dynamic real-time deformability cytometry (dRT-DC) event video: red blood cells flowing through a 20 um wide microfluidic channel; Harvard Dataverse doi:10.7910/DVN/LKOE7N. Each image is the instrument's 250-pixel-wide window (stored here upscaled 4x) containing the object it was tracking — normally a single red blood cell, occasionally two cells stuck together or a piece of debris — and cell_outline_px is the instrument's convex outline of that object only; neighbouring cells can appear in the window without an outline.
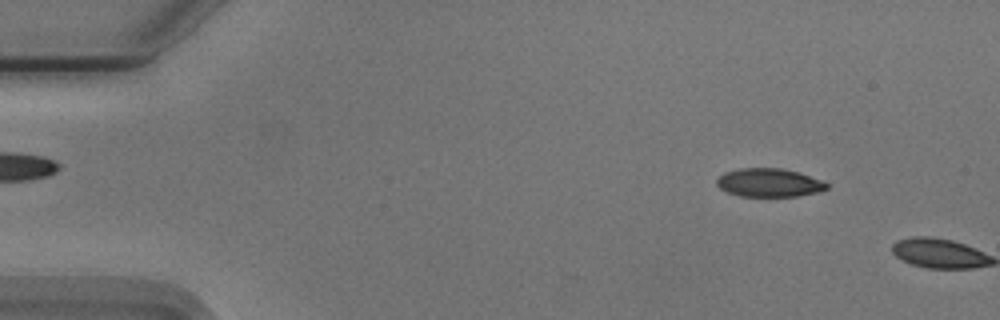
{"species": "Egyptian fruit bat (a non-hibernating species)", "species_latin": "Rousettus aegyptiacus", "temperature_condition": "cold", "stored_images_in_passage": 7, "camera_frame_rate_fps": 3000, "um_per_image_px": 0.085, "animal": {"sex": "male"}, "frame": {"image": 1, "passage_image": 6, "time_ms": 1.667, "image_size_px": [1000, 320], "cell_outline_px": [[828, 188], [816, 192], [796, 196], [740, 196], [728, 192], [720, 188], [716, 184], [716, 180], [724, 172], [740, 168], [780, 168], [796, 172], [824, 180], [828, 184]], "centroid_in_image_um": [65.36, 15.52], "position_along_channel_um": 19.6, "area_um2": 18.09}}